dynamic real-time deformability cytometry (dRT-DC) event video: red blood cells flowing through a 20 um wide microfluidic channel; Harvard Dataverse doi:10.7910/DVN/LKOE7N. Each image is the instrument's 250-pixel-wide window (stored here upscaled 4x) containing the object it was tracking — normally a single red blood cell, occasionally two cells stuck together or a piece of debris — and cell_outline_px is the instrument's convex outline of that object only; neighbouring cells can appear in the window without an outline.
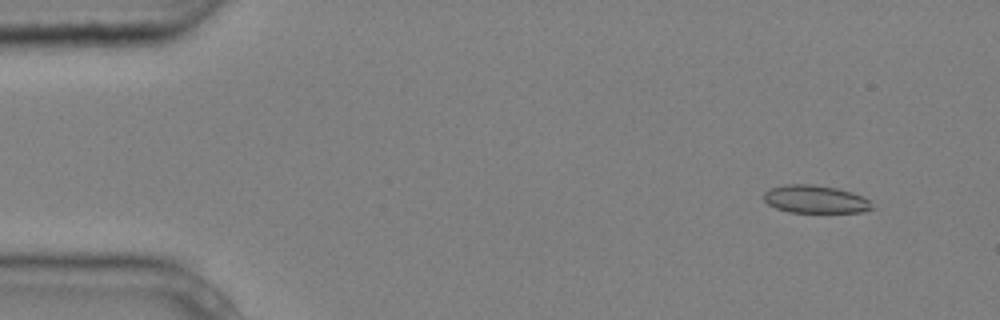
{"species": "common noctule bat (a hibernating species)", "species_latin": "Nyctalus noctula", "temperature_condition": "cold", "stored_images_in_passage": 4, "camera_frame_rate_fps": 3000, "um_per_image_px": 0.085, "animal": {"sex": "male", "body_mass_g": 20.4}, "frame": {"image": 1, "passage_image": 1, "time_ms": 0.0, "image_size_px": [1000, 320], "cell_outline_px": [[876, 208], [860, 212], [788, 212], [776, 208], [768, 204], [764, 200], [764, 192], [768, 188], [784, 184], [812, 184], [836, 188], [852, 192], [868, 200]], "centroid_in_image_um": [69.27, 16.93], "position_along_channel_um": 15.7, "area_um2": 17.63}}
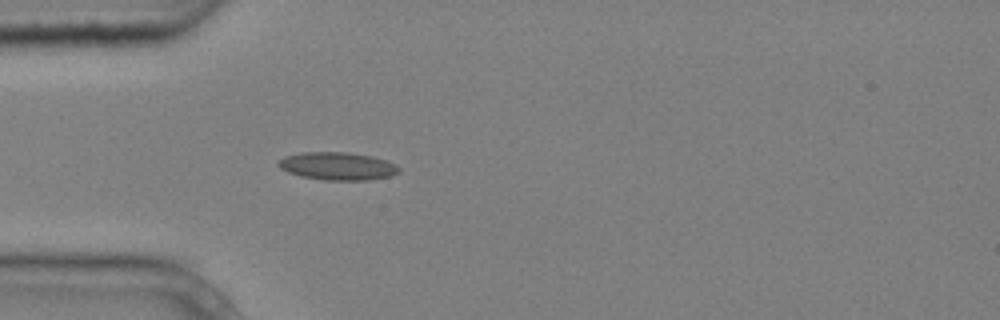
{"frame": {"image": 2, "passage_image": 4, "time_ms": 1.0, "image_size_px": [1000, 320], "cell_outline_px": [[400, 172], [388, 176], [368, 180], [324, 180], [300, 176], [288, 172], [280, 168], [276, 164], [284, 156], [304, 152], [348, 152], [372, 156], [396, 164], [400, 168]], "centroid_in_image_um": [28.68, 14.12], "position_along_channel_um": 56.3, "area_um2": 19.54}}